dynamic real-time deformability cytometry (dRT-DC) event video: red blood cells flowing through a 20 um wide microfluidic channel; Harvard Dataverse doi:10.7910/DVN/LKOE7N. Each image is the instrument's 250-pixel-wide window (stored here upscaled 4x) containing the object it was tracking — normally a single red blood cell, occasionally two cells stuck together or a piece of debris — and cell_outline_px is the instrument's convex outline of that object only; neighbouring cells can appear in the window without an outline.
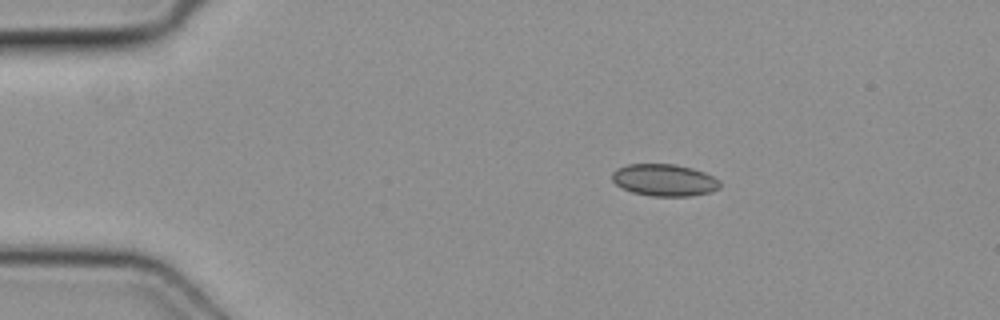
{"species": "common noctule bat (a hibernating species)", "species_latin": "Nyctalus noctula", "temperature_condition": "cold", "stored_images_in_passage": 5, "camera_frame_rate_fps": 3000, "um_per_image_px": 0.085, "animal": {"sex": "female", "body_mass_g": 19.3, "forearm_length_mm": 54.1}, "frame": {"image": 1, "passage_image": 1, "time_ms": 0.0, "image_size_px": [1000, 320], "cell_outline_px": [[720, 188], [712, 192], [692, 196], [652, 196], [632, 192], [616, 184], [612, 180], [612, 172], [616, 168], [628, 164], [676, 164], [692, 168], [704, 172], [720, 180]], "centroid_in_image_um": [56.49, 15.3], "position_along_channel_um": 28.5, "area_um2": 20.23}}
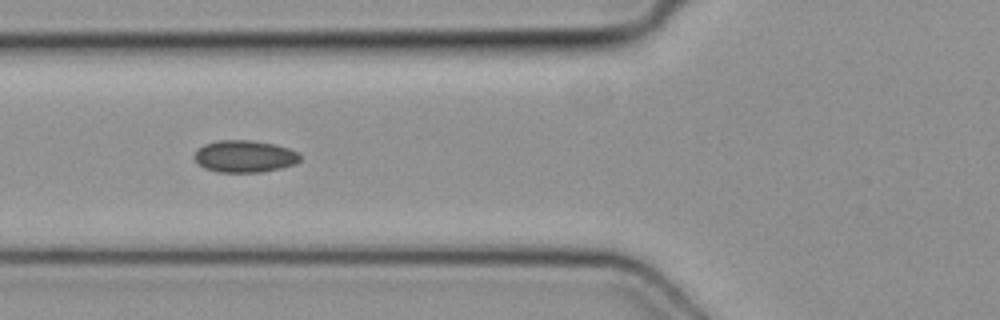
{"frame": {"image": 2, "passage_image": 4, "time_ms": 1.0, "image_size_px": [1000, 320], "cell_outline_px": [[300, 160], [296, 164], [280, 168], [260, 172], [216, 172], [204, 168], [192, 156], [196, 148], [204, 144], [216, 140], [252, 140], [276, 144], [288, 148], [296, 152], [300, 156]], "centroid_in_image_um": [20.75, 13.28], "position_along_channel_um": 105.0, "area_um2": 19.94}}
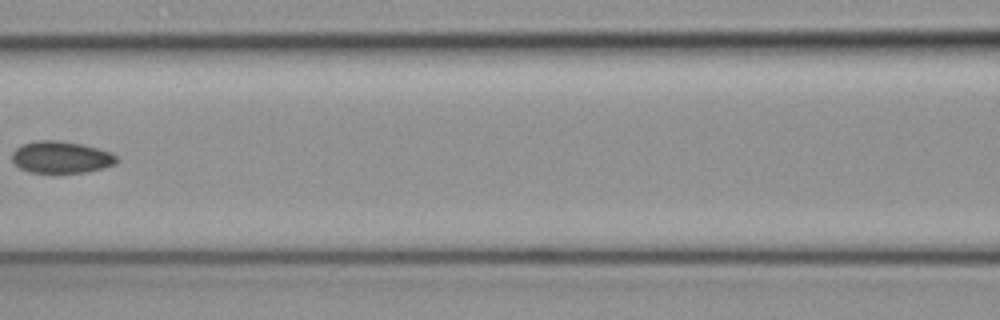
{"frame": {"image": 3, "passage_image": 5, "time_ms": 1.333, "image_size_px": [1000, 320], "cell_outline_px": [[120, 160], [116, 164], [104, 168], [88, 172], [28, 172], [20, 168], [12, 160], [12, 152], [16, 148], [24, 144], [36, 140], [56, 140], [80, 144], [112, 152]], "centroid_in_image_um": [5.22, 13.36], "position_along_channel_um": 161.4, "area_um2": 19.42}}